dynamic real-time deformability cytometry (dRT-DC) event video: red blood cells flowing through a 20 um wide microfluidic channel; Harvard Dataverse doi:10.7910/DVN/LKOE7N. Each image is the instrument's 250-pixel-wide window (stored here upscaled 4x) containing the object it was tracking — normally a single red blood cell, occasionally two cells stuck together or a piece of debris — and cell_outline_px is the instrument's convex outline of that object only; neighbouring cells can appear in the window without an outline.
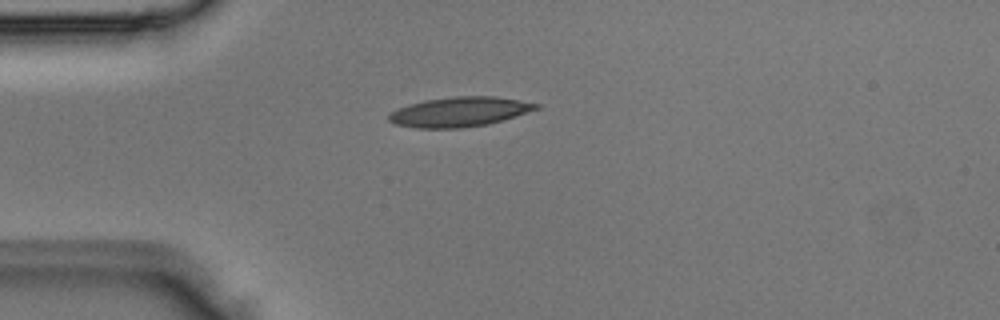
{"species": "Egyptian fruit bat (a non-hibernating species)", "species_latin": "Rousettus aegyptiacus", "temperature_condition": "room temperature", "stored_images_in_passage": 1, "camera_frame_rate_fps": 3000, "um_per_image_px": 0.085, "animal": {"sex": "male"}, "frame": {"image": 1, "passage_image": 1, "time_ms": 0.0, "image_size_px": [1000, 320], "cell_outline_px": [[540, 108], [488, 124], [460, 128], [420, 128], [396, 124], [388, 120], [388, 116], [392, 112], [400, 108], [424, 100], [456, 96], [496, 96], [520, 100], [540, 104]], "centroid_in_image_um": [39.09, 9.5], "position_along_channel_um": 45.9, "area_um2": 25.14}}